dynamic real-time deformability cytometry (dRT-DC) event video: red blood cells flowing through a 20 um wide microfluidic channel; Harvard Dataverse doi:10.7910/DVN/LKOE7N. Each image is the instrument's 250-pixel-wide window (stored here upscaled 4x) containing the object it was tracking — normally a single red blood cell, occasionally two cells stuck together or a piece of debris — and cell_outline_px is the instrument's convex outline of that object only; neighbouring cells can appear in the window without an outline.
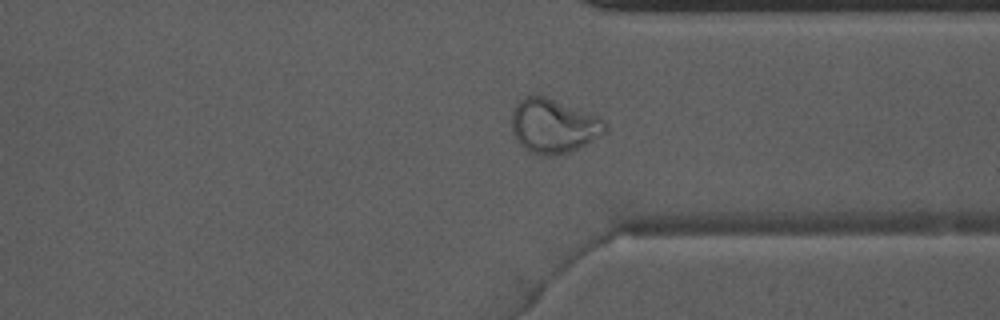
{"species": "Egyptian fruit bat (a non-hibernating species)", "species_latin": "Rousettus aegyptiacus", "temperature_condition": "warm", "stored_images_in_passage": 51, "camera_frame_rate_fps": 3000, "um_per_image_px": 0.085, "animal": {"sex": "male"}, "frame": {"image": 1, "passage_image": 37, "time_ms": 12.0, "image_size_px": [1000, 320], "cell_outline_px": [[604, 132], [600, 136], [568, 152], [556, 156], [544, 156], [528, 152], [512, 136], [512, 112], [516, 100], [524, 96], [544, 96], [600, 116], [604, 120]], "centroid_in_image_um": [46.98, 10.7], "position_along_channel_um": 364.4, "area_um2": 29.59}}